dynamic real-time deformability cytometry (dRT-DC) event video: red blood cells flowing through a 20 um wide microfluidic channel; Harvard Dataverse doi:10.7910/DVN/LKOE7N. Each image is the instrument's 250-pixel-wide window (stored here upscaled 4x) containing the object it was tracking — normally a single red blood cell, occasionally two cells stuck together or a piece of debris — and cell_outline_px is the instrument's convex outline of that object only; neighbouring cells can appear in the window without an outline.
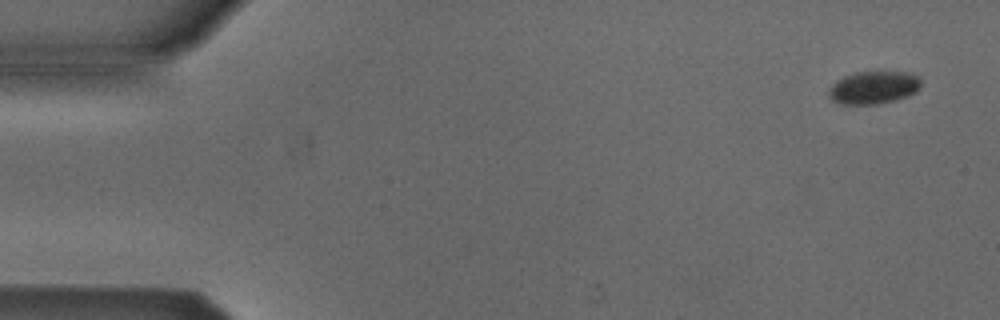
{"species": "Egyptian fruit bat (a non-hibernating species)", "species_latin": "Rousettus aegyptiacus", "temperature_condition": "cold", "stored_images_in_passage": 2, "segment_of_instrument_passage": [2, 2], "camera_frame_rate_fps": 3000, "um_per_image_px": 0.085, "animal": {"sex": "male"}, "frame": {"image": 1, "passage_image": 2, "time_ms": 2.0, "image_size_px": [1000, 320], "cell_outline_px": [[920, 88], [916, 92], [908, 96], [876, 104], [840, 104], [832, 100], [828, 96], [828, 88], [836, 80], [844, 76], [856, 72], [908, 72], [916, 76], [920, 80]], "centroid_in_image_um": [74.21, 7.44], "position_along_channel_um": 10.8, "area_um2": 17.57}}